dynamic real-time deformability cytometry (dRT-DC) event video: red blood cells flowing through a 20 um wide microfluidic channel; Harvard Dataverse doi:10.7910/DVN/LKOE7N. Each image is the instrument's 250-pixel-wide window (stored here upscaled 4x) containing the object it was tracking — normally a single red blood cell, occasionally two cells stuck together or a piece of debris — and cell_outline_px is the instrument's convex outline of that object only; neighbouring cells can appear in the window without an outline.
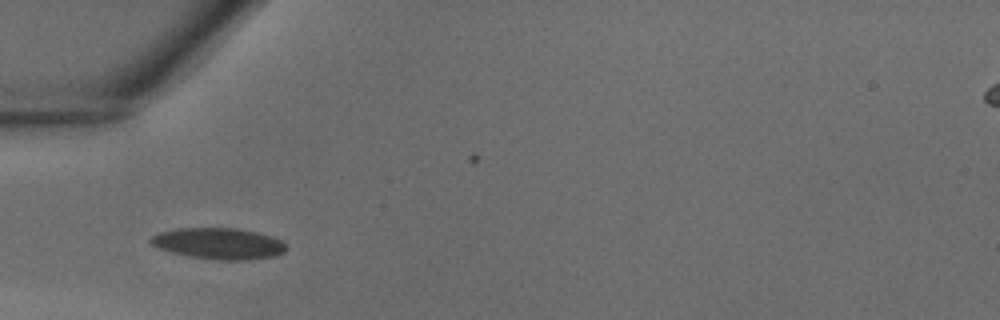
{"species": "common noctule bat (a hibernating species)", "species_latin": "Nyctalus noctula", "temperature_condition": "warm", "stored_images_in_passage": 31, "camera_frame_rate_fps": 3000, "um_per_image_px": 0.085, "animal": {"sex": "male", "body_mass_g": 18.8}, "frame": {"image": 1, "passage_image": 11, "time_ms": 3.333, "image_size_px": [1000, 320], "cell_outline_px": [[288, 248], [284, 252], [276, 256], [248, 260], [216, 260], [192, 256], [172, 252], [160, 248], [152, 244], [148, 240], [152, 236], [160, 232], [176, 228], [236, 228], [256, 232], [272, 236], [280, 240]], "centroid_in_image_um": [18.62, 20.7], "position_along_channel_um": 66.4, "area_um2": 24.57}}
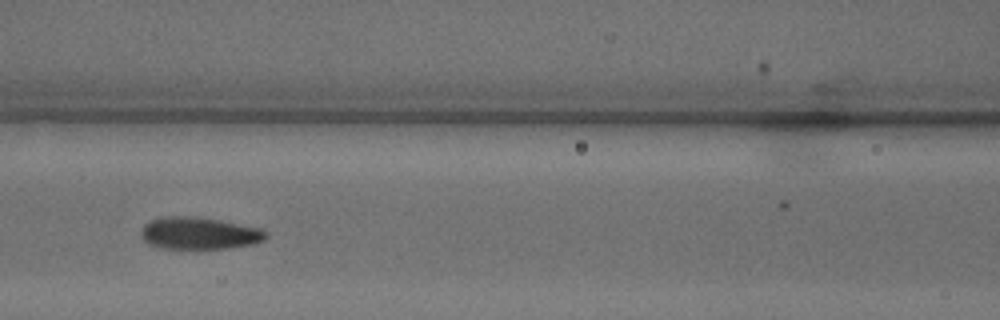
{"frame": {"image": 2, "passage_image": 16, "time_ms": 5.0, "image_size_px": [1000, 320], "cell_outline_px": [[268, 236], [264, 240], [256, 244], [228, 248], [160, 248], [148, 244], [140, 236], [140, 228], [144, 224], [160, 216], [196, 216], [220, 220], [260, 228], [268, 232]], "centroid_in_image_um": [16.92, 19.82], "position_along_channel_um": 149.7, "area_um2": 23.7}}
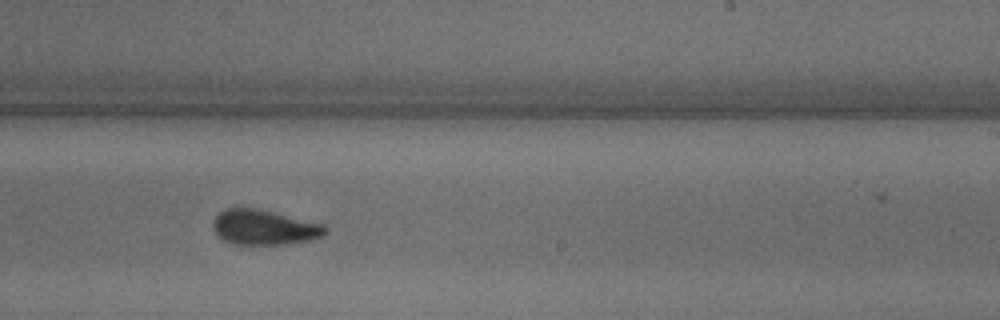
{"frame": {"image": 3, "passage_image": 23, "time_ms": 7.333, "image_size_px": [1000, 320], "cell_outline_px": [[328, 232], [324, 236], [308, 240], [284, 244], [232, 244], [224, 240], [212, 228], [212, 220], [220, 212], [228, 208], [252, 208], [272, 212], [324, 224], [328, 228]], "centroid_in_image_um": [22.46, 19.33], "position_along_channel_um": 266.5, "area_um2": 22.72}}